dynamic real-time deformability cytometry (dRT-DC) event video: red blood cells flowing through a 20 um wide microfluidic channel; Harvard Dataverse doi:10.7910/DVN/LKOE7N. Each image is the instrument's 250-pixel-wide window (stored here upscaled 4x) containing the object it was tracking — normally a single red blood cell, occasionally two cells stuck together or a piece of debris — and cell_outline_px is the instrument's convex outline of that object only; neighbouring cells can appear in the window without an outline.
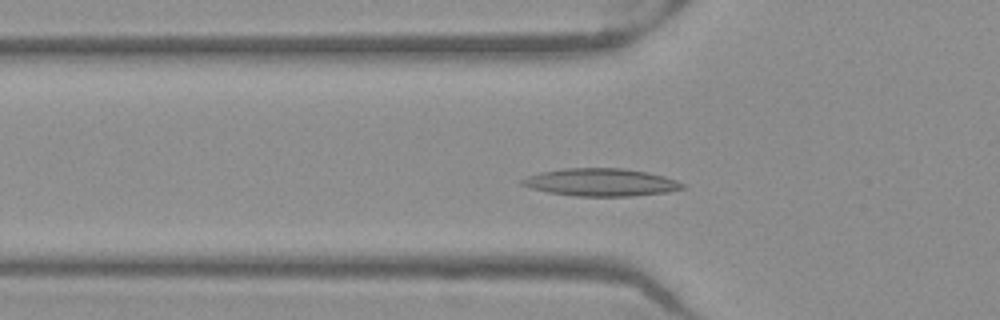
{"species": "Egyptian fruit bat (a non-hibernating species)", "species_latin": "Rousettus aegyptiacus", "temperature_condition": "warm", "stored_images_in_passage": 40, "camera_frame_rate_fps": 3000, "um_per_image_px": 0.085, "frame": {"image": 1, "passage_image": 6, "time_ms": 1.667, "image_size_px": [1000, 320], "cell_outline_px": [[688, 188], [668, 192], [632, 196], [576, 196], [548, 192], [532, 188], [520, 184], [520, 180], [528, 176], [540, 172], [564, 168], [624, 168], [648, 172], [664, 176], [676, 180], [684, 184]], "centroid_in_image_um": [51.11, 15.49], "position_along_channel_um": 74.7, "area_um2": 25.95}}
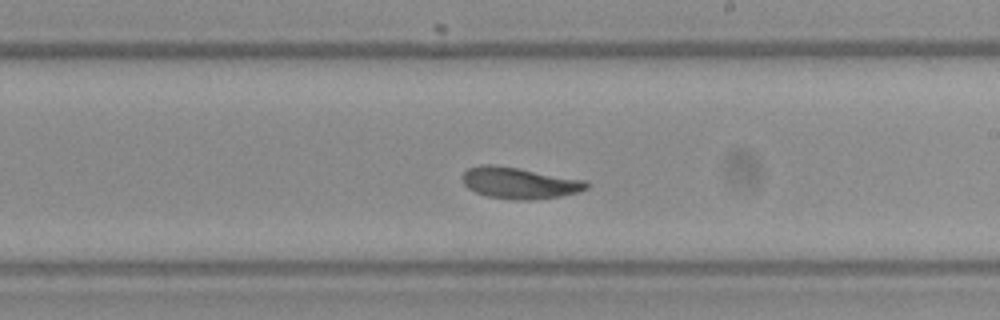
{"frame": {"image": 2, "passage_image": 19, "time_ms": 6.0, "image_size_px": [1000, 320], "cell_outline_px": [[588, 188], [580, 192], [560, 196], [532, 200], [516, 200], [488, 196], [476, 192], [468, 188], [464, 184], [460, 176], [468, 168], [480, 164], [496, 164], [520, 168], [584, 180], [588, 184]], "centroid_in_image_um": [44.12, 15.54], "position_along_channel_um": 244.9, "area_um2": 22.83}}
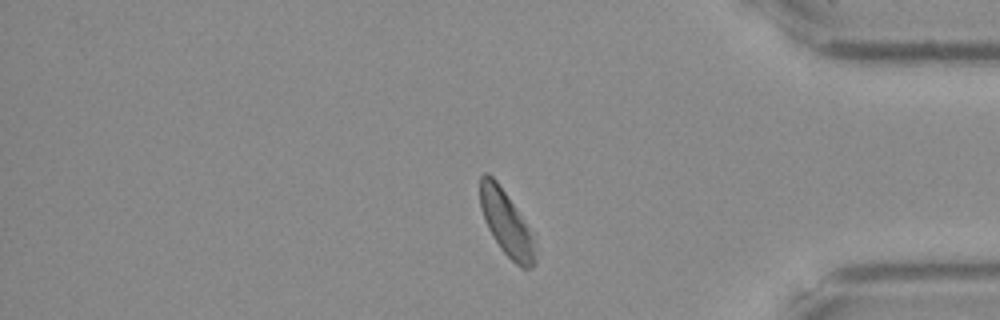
{"frame": {"image": 3, "passage_image": 32, "time_ms": 10.333, "image_size_px": [1000, 320], "cell_outline_px": [[536, 264], [532, 268], [520, 268], [500, 248], [492, 236], [484, 220], [480, 208], [480, 176], [484, 172], [488, 172], [496, 180], [520, 216], [532, 240], [536, 260]], "centroid_in_image_um": [42.97, 18.98], "position_along_channel_um": 392.2, "area_um2": 20.06}, "authors_computed_cell_mechanics": {"area_um2": 22.4553, "velocity_mm_per_s": 3.9167, "shape_relaxation_time_tau1_ms": 7.4354, "shape_relaxation_time_tau2_ms": 4.4923, "deformation_change_tau1": 0.1782, "deformation_change_tau2": 0.1202}}